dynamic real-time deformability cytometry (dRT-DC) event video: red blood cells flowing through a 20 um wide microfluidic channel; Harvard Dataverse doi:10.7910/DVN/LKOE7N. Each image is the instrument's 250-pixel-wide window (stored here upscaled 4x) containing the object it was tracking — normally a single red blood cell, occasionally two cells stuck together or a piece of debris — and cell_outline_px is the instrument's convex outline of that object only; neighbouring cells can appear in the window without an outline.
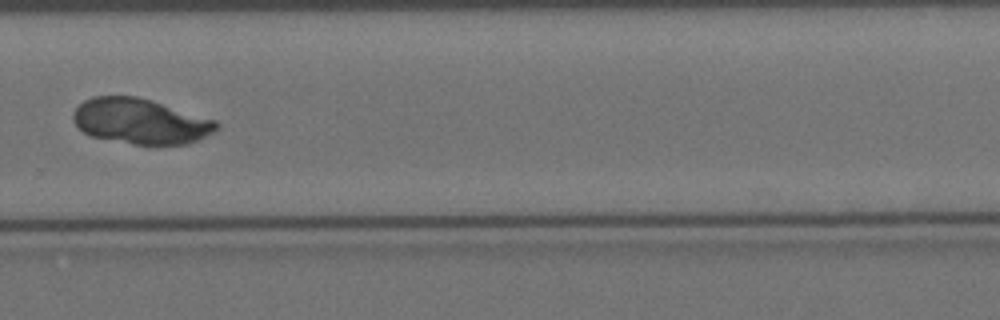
{"species": "Egyptian fruit bat (a non-hibernating species)", "species_latin": "Rousettus aegyptiacus", "temperature_condition": "cold", "stored_images_in_passage": 16, "camera_frame_rate_fps": 3000, "um_per_image_px": 0.085, "animal": {"sex": "female"}, "frame": {"image": 1, "passage_image": 11, "time_ms": 12.333, "image_size_px": [1000, 320], "cell_outline_px": [[220, 128], [188, 144], [156, 148], [152, 148], [92, 136], [84, 132], [72, 120], [72, 112], [84, 100], [92, 96], [136, 96], [152, 100], [216, 120], [220, 124]], "centroid_in_image_um": [11.97, 10.34], "position_along_channel_um": 317.8, "area_um2": 38.61}}